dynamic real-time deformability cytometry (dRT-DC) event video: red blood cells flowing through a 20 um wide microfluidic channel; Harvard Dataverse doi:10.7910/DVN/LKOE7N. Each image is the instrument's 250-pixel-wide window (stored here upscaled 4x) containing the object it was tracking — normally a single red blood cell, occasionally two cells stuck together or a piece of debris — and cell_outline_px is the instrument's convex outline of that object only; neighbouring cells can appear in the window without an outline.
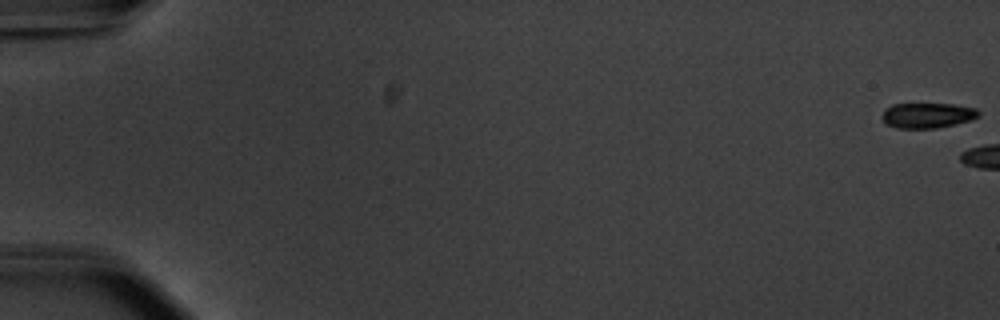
{"species": "common noctule bat (a hibernating species)", "species_latin": "Nyctalus noctula", "temperature_condition": "warm", "stored_images_in_passage": 5, "camera_frame_rate_fps": 3000, "um_per_image_px": 0.085, "animal": {"sex": "male", "body_mass_g": 20.1, "forearm_length_mm": 53.5}, "frame": {"image": 1, "passage_image": 1, "time_ms": 0.0, "image_size_px": [1000, 320], "cell_outline_px": [[980, 116], [968, 120], [936, 128], [896, 128], [884, 124], [884, 108], [892, 104], [952, 104], [976, 108], [980, 112]], "centroid_in_image_um": [78.81, 9.8], "position_along_channel_um": 6.2, "area_um2": 14.05}}